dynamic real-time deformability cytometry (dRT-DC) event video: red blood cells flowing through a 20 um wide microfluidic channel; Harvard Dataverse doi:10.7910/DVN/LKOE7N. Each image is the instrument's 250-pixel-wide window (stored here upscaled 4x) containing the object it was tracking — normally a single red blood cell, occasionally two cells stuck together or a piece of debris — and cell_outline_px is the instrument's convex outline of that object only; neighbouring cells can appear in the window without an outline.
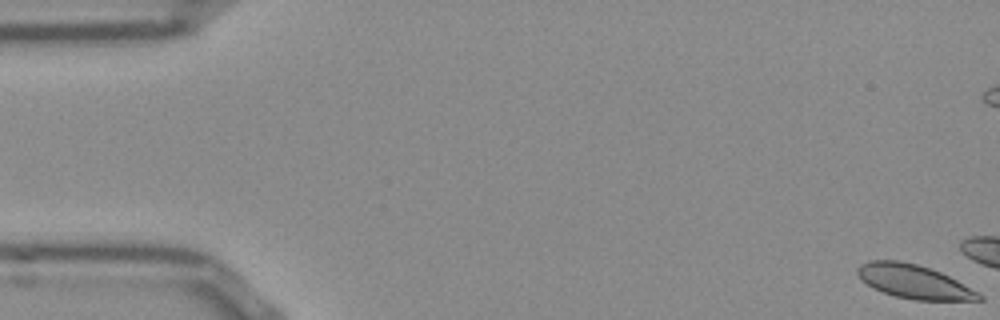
{"species": "Egyptian fruit bat (a non-hibernating species)", "species_latin": "Rousettus aegyptiacus", "temperature_condition": "room temperature", "stored_images_in_passage": 11, "camera_frame_rate_fps": 3000, "um_per_image_px": 0.085, "frame": {"image": 1, "passage_image": 1, "time_ms": 0.0, "image_size_px": [1000, 320], "cell_outline_px": [[984, 300], [916, 300], [896, 296], [872, 288], [860, 280], [856, 272], [856, 268], [860, 264], [868, 260], [900, 260], [916, 264], [940, 272], [956, 280], [984, 296]], "centroid_in_image_um": [77.62, 23.93], "position_along_channel_um": 7.4, "area_um2": 23.81}}